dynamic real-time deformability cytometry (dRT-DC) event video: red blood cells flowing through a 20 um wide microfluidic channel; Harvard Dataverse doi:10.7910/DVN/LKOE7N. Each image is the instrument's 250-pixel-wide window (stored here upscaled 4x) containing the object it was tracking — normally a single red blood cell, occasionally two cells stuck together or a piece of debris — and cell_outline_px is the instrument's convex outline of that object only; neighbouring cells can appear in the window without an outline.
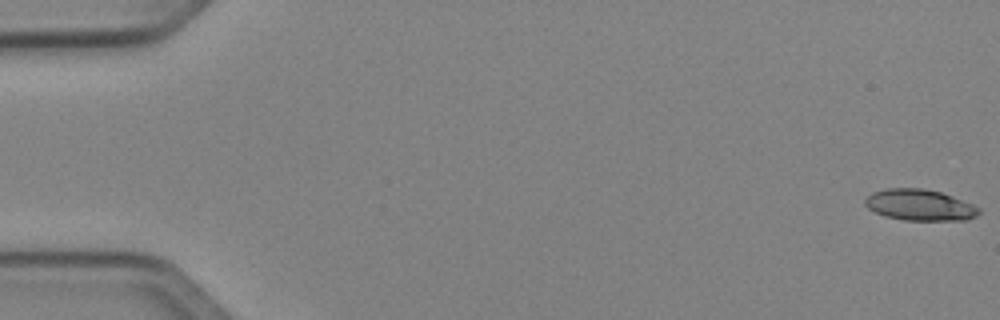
{"species": "Egyptian fruit bat (a non-hibernating species)", "species_latin": "Rousettus aegyptiacus", "temperature_condition": "cold", "stored_images_in_passage": 51, "camera_frame_rate_fps": 3000, "um_per_image_px": 0.085, "animal": {"sex": "female"}, "frame": {"image": 1, "passage_image": 1, "time_ms": 0.0, "image_size_px": [1000, 320], "cell_outline_px": [[980, 212], [976, 216], [968, 220], [904, 220], [888, 216], [876, 212], [868, 208], [864, 204], [864, 200], [872, 192], [888, 188], [924, 188], [940, 192], [952, 196], [972, 204], [980, 208]], "centroid_in_image_um": [78.19, 17.42], "position_along_channel_um": 6.8, "area_um2": 20.58}}
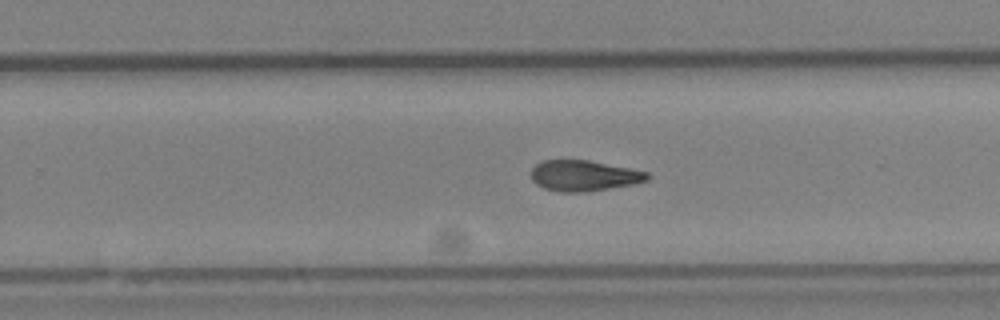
{"frame": {"image": 2, "passage_image": 33, "time_ms": 10.667, "image_size_px": [1000, 320], "cell_outline_px": [[652, 176], [648, 180], [636, 184], [580, 192], [560, 192], [544, 188], [536, 184], [532, 180], [532, 168], [536, 164], [544, 160], [588, 160], [648, 172]], "centroid_in_image_um": [49.65, 14.93], "position_along_channel_um": 280.2, "area_um2": 20.69}}
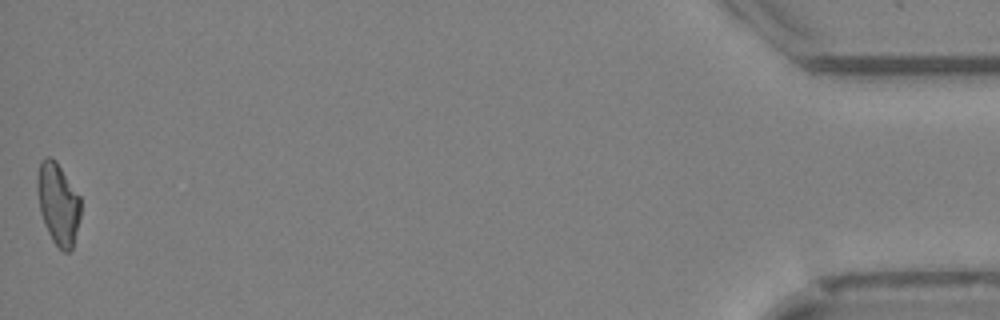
{"frame": {"image": 3, "passage_image": 51, "time_ms": 16.667, "image_size_px": [1000, 320], "cell_outline_px": [[80, 216], [72, 248], [68, 252], [64, 252], [52, 240], [44, 224], [40, 212], [36, 188], [36, 180], [40, 160], [48, 156], [52, 156], [56, 160], [80, 196]], "centroid_in_image_um": [4.91, 17.27], "position_along_channel_um": 430.3, "area_um2": 20.75}, "authors_computed_cell_mechanics": {"area_um2": 21.0392, "velocity_mm_per_s": 4.0602, "shape_relaxation_time_tau1_ms": 9.7958, "shape_relaxation_time_tau2_ms": 7.8984, "deformation_change_tau1": 0.2198, "deformation_change_tau2": 0.1849}}